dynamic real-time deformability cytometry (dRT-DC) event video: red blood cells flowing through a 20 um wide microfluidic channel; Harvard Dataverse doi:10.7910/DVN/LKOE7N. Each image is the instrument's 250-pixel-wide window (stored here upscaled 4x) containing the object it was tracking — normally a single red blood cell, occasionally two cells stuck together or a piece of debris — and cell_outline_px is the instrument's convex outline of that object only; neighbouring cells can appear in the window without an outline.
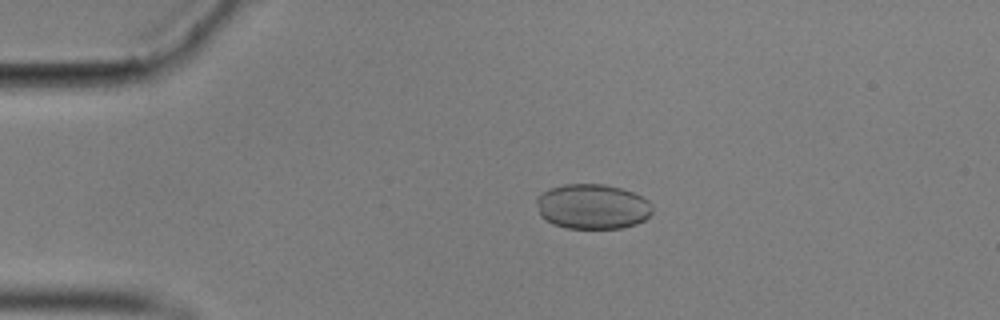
{"species": "common noctule bat (a hibernating species)", "species_latin": "Nyctalus noctula", "temperature_condition": "cold", "stored_images_in_passage": 17, "camera_frame_rate_fps": 3000, "um_per_image_px": 0.085, "animal": {"sex": "male", "body_mass_g": 17.9}, "frame": {"image": 1, "passage_image": 12, "time_ms": 3.667, "image_size_px": [1000, 320], "cell_outline_px": [[652, 212], [644, 220], [636, 224], [620, 228], [568, 228], [552, 224], [544, 220], [540, 216], [536, 204], [536, 196], [540, 192], [548, 188], [564, 184], [604, 184], [620, 188], [632, 192], [648, 200], [652, 204]], "centroid_in_image_um": [50.31, 17.55], "position_along_channel_um": 34.7, "area_um2": 30.69}}